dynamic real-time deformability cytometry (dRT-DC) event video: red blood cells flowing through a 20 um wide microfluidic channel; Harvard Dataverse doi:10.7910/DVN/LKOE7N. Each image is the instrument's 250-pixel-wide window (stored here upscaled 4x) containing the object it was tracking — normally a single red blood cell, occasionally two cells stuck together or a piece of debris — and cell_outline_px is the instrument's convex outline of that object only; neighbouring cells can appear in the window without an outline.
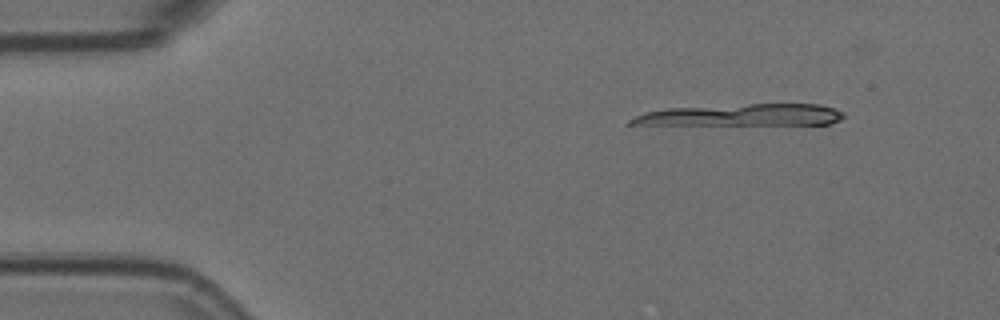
{"species": "Egyptian fruit bat (a non-hibernating species)", "species_latin": "Rousettus aegyptiacus", "temperature_condition": "room temperature", "stored_images_in_passage": 15, "camera_frame_rate_fps": 3000, "um_per_image_px": 0.085, "animal": {"sex": "female"}, "frame": {"image": 1, "passage_image": 1, "time_ms": 0.0, "image_size_px": [1000, 320], "cell_outline_px": [[844, 116], [840, 120], [828, 124], [624, 124], [628, 120], [636, 116], [648, 112], [668, 108], [748, 104], [820, 104], [836, 108], [844, 112]], "centroid_in_image_um": [63.14, 9.77], "position_along_channel_um": 21.9, "area_um2": 26.65}}